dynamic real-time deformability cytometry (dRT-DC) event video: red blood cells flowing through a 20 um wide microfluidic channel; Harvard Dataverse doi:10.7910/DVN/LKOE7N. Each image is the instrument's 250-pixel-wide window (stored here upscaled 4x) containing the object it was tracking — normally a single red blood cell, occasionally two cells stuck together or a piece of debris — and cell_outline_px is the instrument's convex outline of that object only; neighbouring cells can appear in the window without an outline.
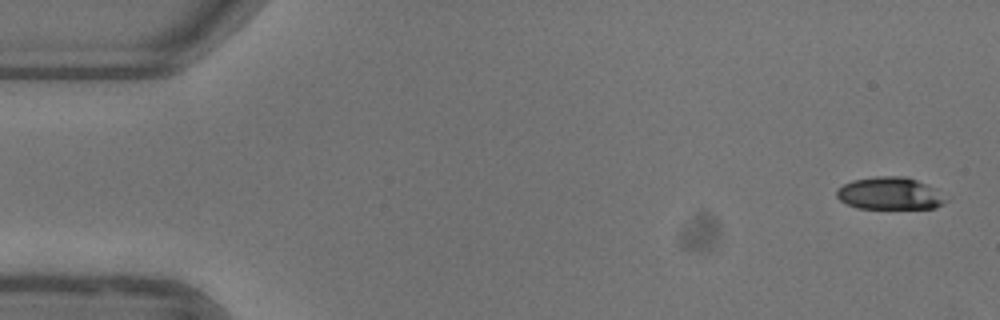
{"species": "common noctule bat (a hibernating species)", "species_latin": "Nyctalus noctula", "temperature_condition": "warm", "stored_images_in_passage": 52, "camera_frame_rate_fps": 3000, "um_per_image_px": 0.085, "animal": {"sex": "female"}, "frame": {"image": 1, "passage_image": 1, "time_ms": 0.0, "image_size_px": [1000, 320], "cell_outline_px": [[948, 200], [936, 208], [856, 208], [840, 200], [836, 196], [836, 192], [844, 184], [852, 180], [876, 176], [904, 176], [916, 180], [932, 188]], "centroid_in_image_um": [75.59, 16.44], "position_along_channel_um": 9.4, "area_um2": 20.23}}
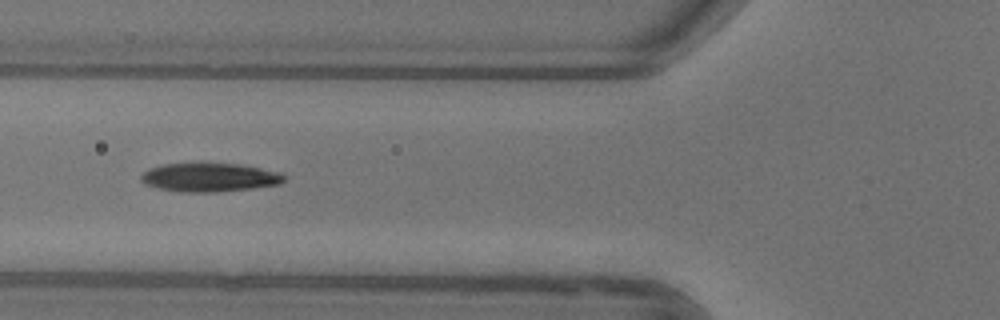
{"frame": {"image": 2, "passage_image": 19, "time_ms": 6.0, "image_size_px": [1000, 320], "cell_outline_px": [[284, 180], [280, 184], [252, 188], [216, 192], [180, 192], [160, 188], [144, 184], [140, 180], [140, 176], [148, 168], [164, 164], [200, 160], [240, 164], [280, 172], [284, 176]], "centroid_in_image_um": [17.76, 15.03], "position_along_channel_um": 108.0, "area_um2": 24.8}}
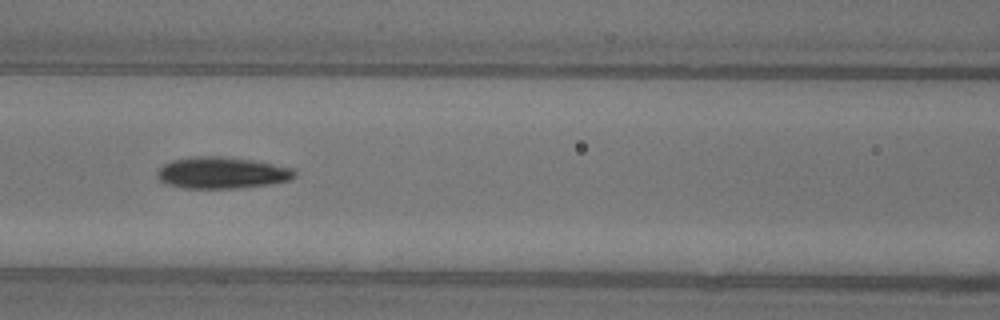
{"frame": {"image": 3, "passage_image": 22, "time_ms": 7.0, "image_size_px": [1000, 320], "cell_outline_px": [[296, 176], [292, 180], [268, 184], [240, 188], [184, 188], [168, 184], [160, 180], [156, 176], [156, 172], [164, 164], [172, 160], [192, 156], [220, 156], [252, 160], [292, 168], [296, 172]], "centroid_in_image_um": [18.85, 14.69], "position_along_channel_um": 147.7, "area_um2": 25.26}, "authors_computed_cell_mechanics": {"area_um2": 23.698, "velocity_mm_per_s": 3.9323, "shape_relaxation_time_tau1_ms": 4.9755, "shape_relaxation_time_tau2_ms": 4.6904, "deformation_change_tau1": 0.1568, "deformation_change_tau2": 0.1295}}